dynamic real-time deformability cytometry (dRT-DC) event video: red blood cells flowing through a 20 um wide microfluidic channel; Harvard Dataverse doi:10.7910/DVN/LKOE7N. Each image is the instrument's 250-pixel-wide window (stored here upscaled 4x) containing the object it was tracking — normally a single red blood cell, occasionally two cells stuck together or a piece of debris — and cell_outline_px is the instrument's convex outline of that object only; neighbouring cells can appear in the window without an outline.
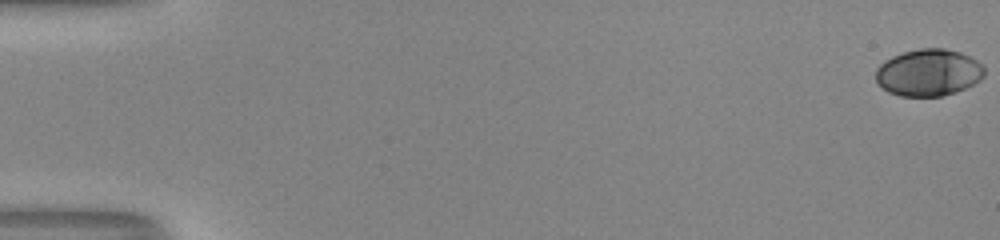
{"species": "human", "species_latin": "Homo sapiens", "temperature_condition": "room temperature", "stored_images_in_passage": 54, "camera_frame_rate_fps": 3000, "um_per_image_px": 0.085, "donor": {"sex": "male"}, "frame": {"image": 1, "passage_image": 1, "time_ms": 0.0, "image_size_px": [1000, 240], "cell_outline_px": [[984, 76], [980, 80], [956, 92], [940, 96], [900, 96], [888, 92], [876, 80], [876, 68], [884, 60], [892, 56], [904, 52], [920, 48], [944, 48], [960, 52], [976, 60], [984, 68]], "centroid_in_image_um": [78.91, 6.16], "position_along_channel_um": 6.1, "area_um2": 29.59}}
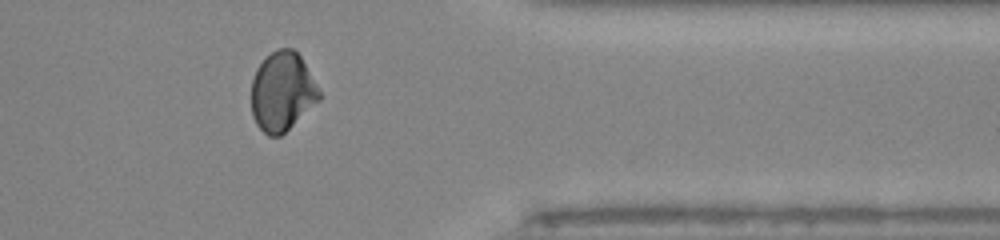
{"frame": {"image": 2, "passage_image": 45, "time_ms": 14.667, "image_size_px": [1000, 240], "cell_outline_px": [[320, 100], [280, 136], [268, 136], [256, 124], [252, 116], [252, 80], [256, 68], [276, 48], [292, 48], [300, 56], [320, 92]], "centroid_in_image_um": [23.97, 7.8], "position_along_channel_um": 387.4, "area_um2": 30.87}}
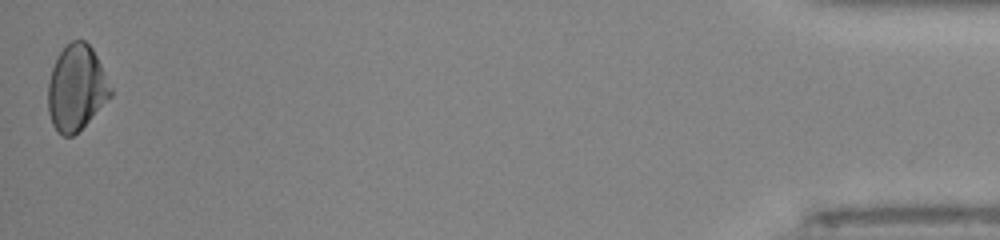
{"frame": {"image": 3, "passage_image": 54, "time_ms": 17.667, "image_size_px": [1000, 240], "cell_outline_px": [[112, 96], [72, 136], [64, 136], [52, 124], [48, 112], [48, 84], [52, 68], [60, 52], [72, 40], [84, 40], [92, 48], [112, 88]], "centroid_in_image_um": [6.49, 7.46], "position_along_channel_um": 428.7, "area_um2": 30.58}, "authors_computed_cell_mechanics": {"area_um2": 30.634, "velocity_mm_per_s": 4.0477, "shape_relaxation_time_tau1_ms": 4.9653, "shape_relaxation_time_tau2_ms": 6.7208, "deformation_change_tau1": 0.1351, "deformation_change_tau2": 0.0517}}